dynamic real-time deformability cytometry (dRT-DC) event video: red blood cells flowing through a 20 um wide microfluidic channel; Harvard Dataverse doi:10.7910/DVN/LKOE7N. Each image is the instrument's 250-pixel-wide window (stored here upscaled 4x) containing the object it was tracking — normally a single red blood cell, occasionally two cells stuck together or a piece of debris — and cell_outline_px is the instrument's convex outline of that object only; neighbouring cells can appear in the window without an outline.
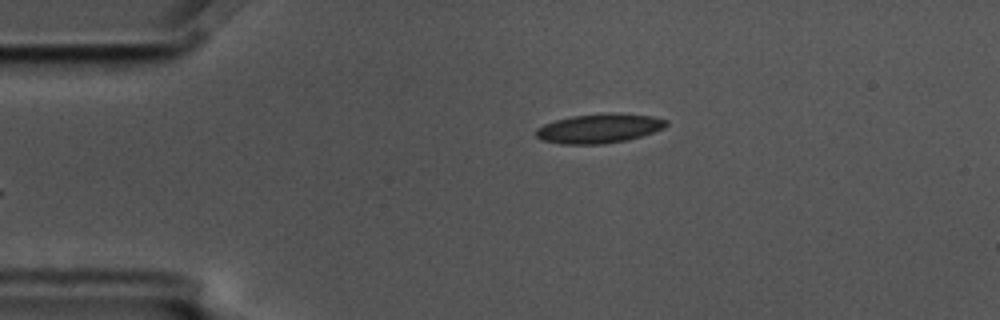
{"species": "common noctule bat (a hibernating species)", "species_latin": "Nyctalus noctula", "temperature_condition": "cold", "stored_images_in_passage": 3, "camera_frame_rate_fps": 3000, "um_per_image_px": 0.085, "animal": {"sex": "male", "body_mass_g": 17.5, "forearm_length_mm": 52.3}, "frame": {"image": 1, "passage_image": 3, "time_ms": 0.667, "image_size_px": [1000, 320], "cell_outline_px": [[668, 124], [664, 128], [628, 140], [604, 144], [560, 144], [540, 140], [536, 136], [536, 128], [544, 124], [556, 120], [572, 116], [604, 112], [616, 112], [652, 116], [668, 120]], "centroid_in_image_um": [50.92, 10.91], "position_along_channel_um": 34.1, "area_um2": 22.54}}